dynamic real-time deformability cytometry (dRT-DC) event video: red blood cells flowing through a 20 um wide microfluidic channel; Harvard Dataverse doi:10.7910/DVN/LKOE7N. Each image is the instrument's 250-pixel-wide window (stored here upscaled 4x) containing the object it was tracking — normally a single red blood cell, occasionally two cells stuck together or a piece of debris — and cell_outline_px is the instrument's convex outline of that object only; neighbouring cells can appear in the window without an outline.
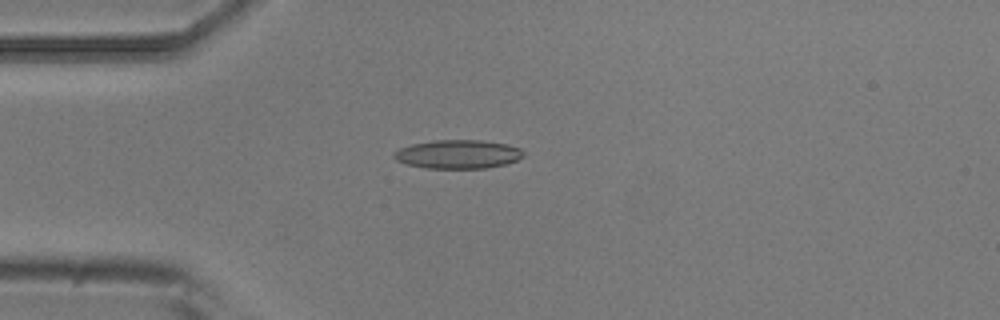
{"species": "common noctule bat (a hibernating species)", "species_latin": "Nyctalus noctula", "temperature_condition": "room temperature", "stored_images_in_passage": 54, "camera_frame_rate_fps": 3000, "um_per_image_px": 0.085, "animal": {"sex": "male", "body_mass_g": 20.5, "forearm_length_mm": 52.5}, "frame": {"image": 1, "passage_image": 13, "time_ms": 4.0, "image_size_px": [1000, 320], "cell_outline_px": [[524, 156], [516, 160], [504, 164], [484, 168], [428, 168], [408, 164], [396, 160], [392, 156], [392, 152], [400, 148], [412, 144], [432, 140], [484, 140], [504, 144], [520, 148], [524, 152]], "centroid_in_image_um": [38.9, 13.1], "position_along_channel_um": 46.1, "area_um2": 21.56}}
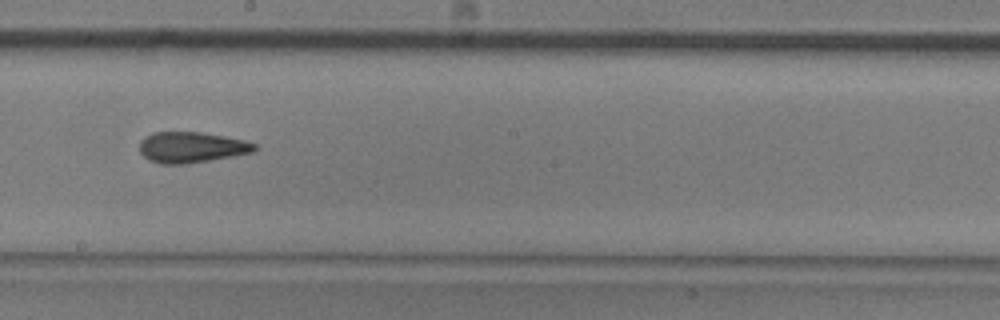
{"frame": {"image": 2, "passage_image": 29, "time_ms": 9.333, "image_size_px": [1000, 320], "cell_outline_px": [[256, 148], [252, 152], [232, 156], [188, 164], [160, 164], [148, 160], [140, 152], [140, 140], [144, 136], [152, 132], [200, 132], [224, 136], [244, 140], [256, 144]], "centroid_in_image_um": [16.23, 12.52], "position_along_channel_um": 232.0, "area_um2": 20.69}}
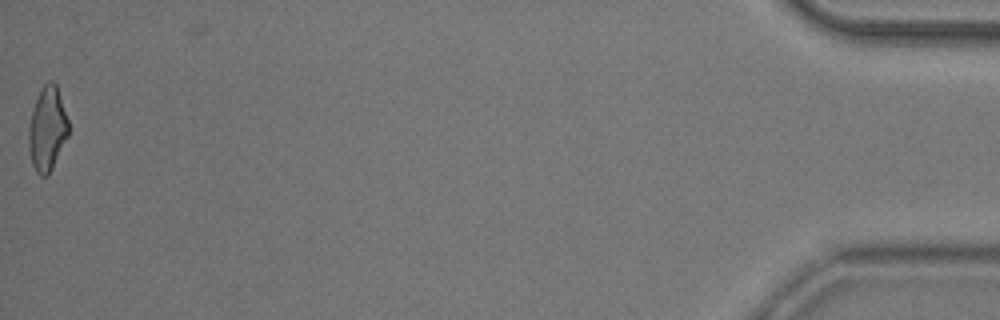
{"frame": {"image": 3, "passage_image": 53, "time_ms": 17.333, "image_size_px": [1000, 320], "cell_outline_px": [[68, 136], [48, 176], [40, 176], [36, 172], [32, 164], [28, 148], [28, 128], [32, 108], [40, 88], [48, 80], [52, 80], [56, 84], [68, 120]], "centroid_in_image_um": [3.99, 10.95], "position_along_channel_um": 431.2, "area_um2": 19.65}, "authors_computed_cell_mechanics": {"area_um2": 20.3745, "velocity_mm_per_s": 3.7418, "shape_relaxation_time_tau1_ms": 7.7013, "shape_relaxation_time_tau2_ms": 2.7424, "deformation_change_tau1": 0.2132, "deformation_change_tau2": 0.127}}